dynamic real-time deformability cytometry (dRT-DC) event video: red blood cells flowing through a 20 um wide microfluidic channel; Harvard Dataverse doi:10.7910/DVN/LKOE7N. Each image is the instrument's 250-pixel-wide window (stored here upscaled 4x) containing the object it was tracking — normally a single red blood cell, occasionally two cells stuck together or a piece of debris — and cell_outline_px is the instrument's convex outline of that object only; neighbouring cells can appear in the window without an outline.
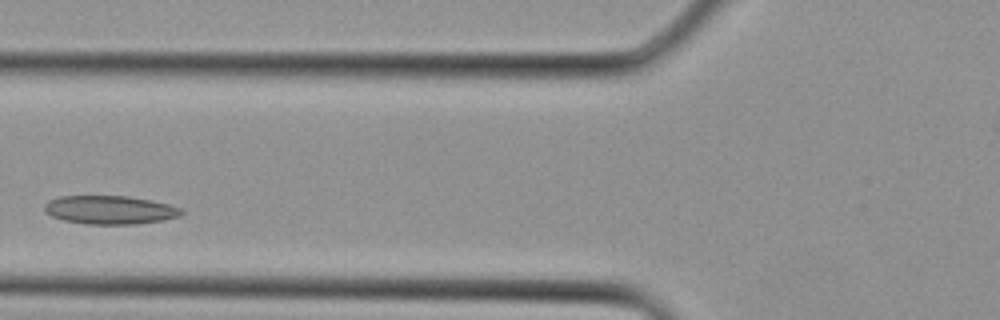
{"species": "Egyptian fruit bat (a non-hibernating species)", "species_latin": "Rousettus aegyptiacus", "temperature_condition": "cold", "stored_images_in_passage": 4, "camera_frame_rate_fps": 3000, "um_per_image_px": 0.085, "animal": {"sex": "female"}, "frame": {"image": 1, "passage_image": 4, "time_ms": 1.0, "image_size_px": [1000, 320], "cell_outline_px": [[184, 212], [180, 216], [164, 220], [136, 224], [88, 224], [64, 220], [52, 216], [44, 212], [44, 204], [48, 200], [60, 196], [128, 196], [168, 204], [184, 208]], "centroid_in_image_um": [9.35, 17.84], "position_along_channel_um": 116.5, "area_um2": 22.83}}